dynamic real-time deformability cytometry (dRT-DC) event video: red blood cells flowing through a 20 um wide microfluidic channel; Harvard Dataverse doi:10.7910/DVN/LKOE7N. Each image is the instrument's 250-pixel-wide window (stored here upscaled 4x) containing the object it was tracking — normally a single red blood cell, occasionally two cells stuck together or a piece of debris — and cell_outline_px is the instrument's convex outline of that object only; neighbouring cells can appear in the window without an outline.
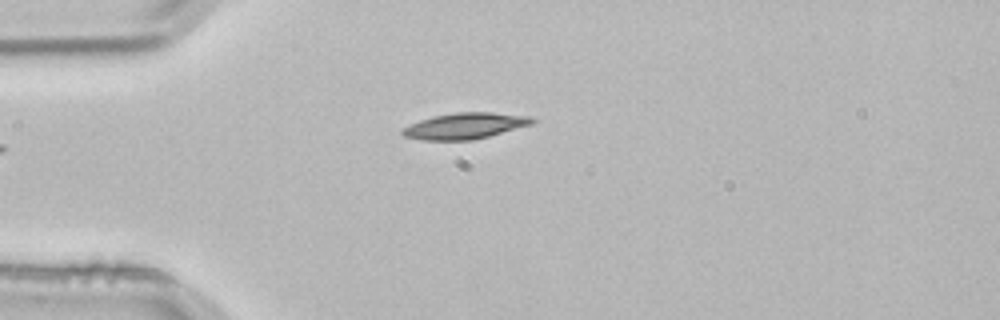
{"species": "common noctule bat (a hibernating species)", "species_latin": "Nyctalus noctula", "temperature_condition": "room temperature", "stored_images_in_passage": 1, "camera_frame_rate_fps": 3000, "um_per_image_px": 0.085, "animal": {"sex": "male", "body_mass_g": 21.5, "forearm_length_mm": 52.0}, "frame": {"image": 1, "passage_image": 1, "time_ms": 0.0, "image_size_px": [1000, 320], "cell_outline_px": [[536, 120], [532, 124], [488, 136], [472, 140], [424, 140], [404, 136], [400, 132], [400, 128], [420, 120], [436, 116], [456, 112], [492, 112], [532, 116]], "centroid_in_image_um": [39.52, 10.69], "position_along_channel_um": 45.5, "area_um2": 19.65}}